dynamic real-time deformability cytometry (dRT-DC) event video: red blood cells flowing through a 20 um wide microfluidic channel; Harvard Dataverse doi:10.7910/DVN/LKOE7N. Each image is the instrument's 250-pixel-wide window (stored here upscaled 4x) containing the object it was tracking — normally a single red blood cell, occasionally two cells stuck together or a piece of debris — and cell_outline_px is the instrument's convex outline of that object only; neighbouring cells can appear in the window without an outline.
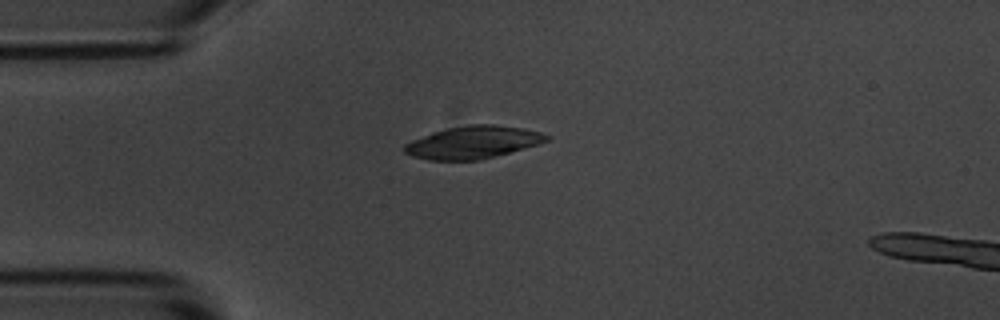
{"species": "common noctule bat (a hibernating species)", "species_latin": "Nyctalus noctula", "temperature_condition": "room temperature", "stored_images_in_passage": 4, "camera_frame_rate_fps": 3000, "um_per_image_px": 0.085, "animal": {"sex": "male", "body_mass_g": 20.1, "forearm_length_mm": 53.5}, "frame": {"image": 1, "passage_image": 3, "time_ms": 2.333, "image_size_px": [1000, 320], "cell_outline_px": [[552, 136], [548, 140], [536, 144], [480, 160], [428, 160], [412, 156], [404, 152], [404, 144], [412, 140], [432, 132], [448, 128], [468, 124], [496, 124], [524, 128], [540, 132]], "centroid_in_image_um": [40.18, 12.09], "position_along_channel_um": 44.8, "area_um2": 26.76}}